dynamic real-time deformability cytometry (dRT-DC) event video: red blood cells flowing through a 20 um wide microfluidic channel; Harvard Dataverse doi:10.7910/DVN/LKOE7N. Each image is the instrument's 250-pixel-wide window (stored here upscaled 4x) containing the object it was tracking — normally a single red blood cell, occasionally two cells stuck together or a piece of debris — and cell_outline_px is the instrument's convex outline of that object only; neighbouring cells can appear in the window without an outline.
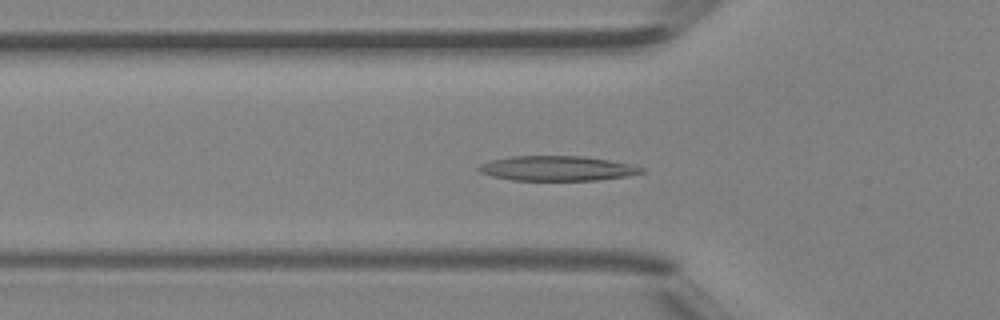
{"species": "Egyptian fruit bat (a non-hibernating species)", "species_latin": "Rousettus aegyptiacus", "temperature_condition": "room temperature", "stored_images_in_passage": 35, "camera_frame_rate_fps": 3000, "um_per_image_px": 0.085, "animal": {"sex": "female"}, "frame": {"image": 1, "passage_image": 7, "time_ms": 2.0, "image_size_px": [1000, 320], "cell_outline_px": [[648, 172], [624, 176], [596, 180], [512, 180], [492, 176], [480, 172], [476, 168], [480, 164], [492, 160], [512, 156], [584, 156], [636, 164], [644, 168]], "centroid_in_image_um": [47.41, 14.3], "position_along_channel_um": 78.4, "area_um2": 23.7}}
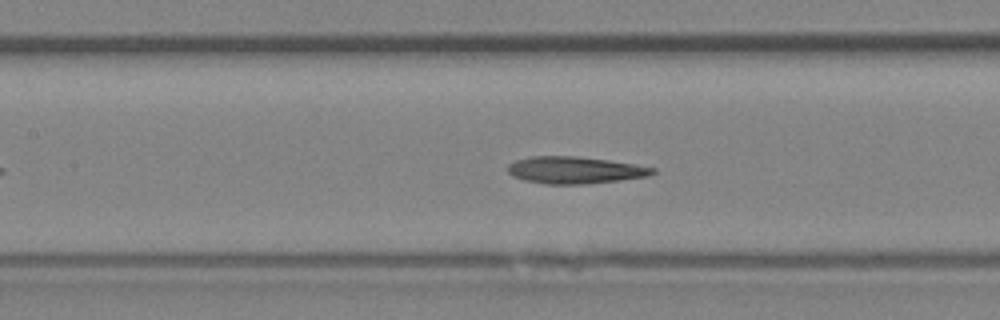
{"frame": {"image": 2, "passage_image": 12, "time_ms": 3.667, "image_size_px": [1000, 320], "cell_outline_px": [[656, 172], [648, 176], [620, 180], [584, 184], [544, 184], [524, 180], [512, 176], [508, 172], [508, 164], [516, 160], [528, 156], [576, 156], [608, 160], [636, 164], [656, 168]], "centroid_in_image_um": [48.85, 14.45], "position_along_channel_um": 158.5, "area_um2": 22.89}}
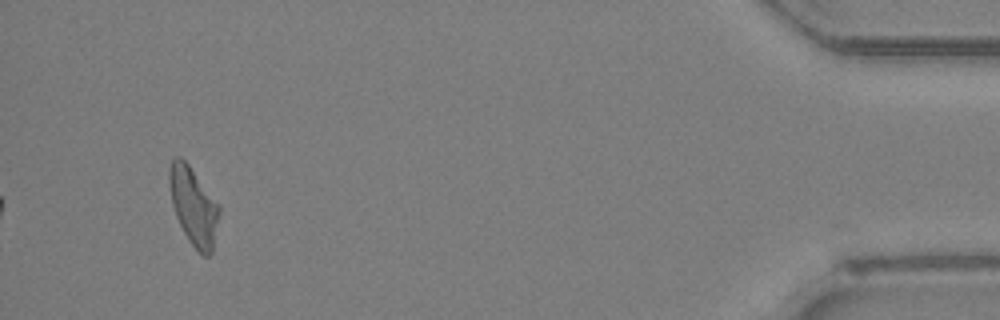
{"frame": {"image": 3, "passage_image": 33, "time_ms": 10.667, "image_size_px": [1000, 320], "cell_outline_px": [[220, 212], [212, 252], [208, 256], [204, 256], [188, 240], [176, 216], [172, 204], [168, 184], [168, 168], [172, 160], [176, 156], [180, 156], [188, 164], [220, 204]], "centroid_in_image_um": [16.45, 17.49], "position_along_channel_um": 418.8, "area_um2": 22.66}}